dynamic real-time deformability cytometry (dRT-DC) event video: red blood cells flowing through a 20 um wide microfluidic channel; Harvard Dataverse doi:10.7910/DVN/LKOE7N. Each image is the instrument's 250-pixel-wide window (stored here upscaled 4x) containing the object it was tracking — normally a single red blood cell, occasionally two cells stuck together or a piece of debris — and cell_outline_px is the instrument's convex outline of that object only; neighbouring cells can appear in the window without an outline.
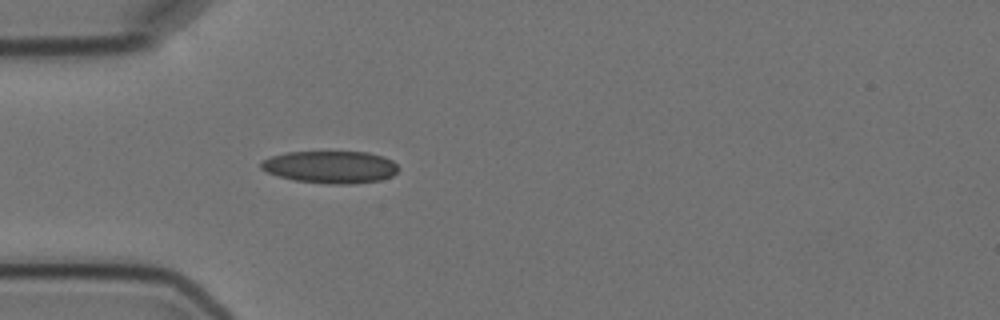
{"species": "Egyptian fruit bat (a non-hibernating species)", "species_latin": "Rousettus aegyptiacus", "temperature_condition": "cold", "stored_images_in_passage": 2, "camera_frame_rate_fps": 3000, "um_per_image_px": 0.085, "animal": {"sex": "female"}, "frame": {"image": 1, "passage_image": 2, "time_ms": 2.0, "image_size_px": [1000, 320], "cell_outline_px": [[400, 168], [392, 176], [380, 180], [352, 184], [328, 184], [296, 180], [280, 176], [268, 172], [260, 168], [260, 164], [264, 160], [272, 156], [288, 152], [368, 152], [384, 156], [392, 160]], "centroid_in_image_um": [28.14, 14.19], "position_along_channel_um": 56.9, "area_um2": 25.78}}